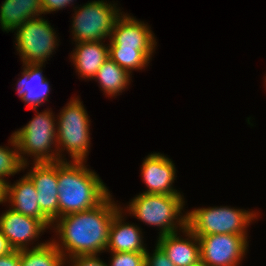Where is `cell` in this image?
Segmentation results:
<instances>
[{"label": "cell", "mask_w": 266, "mask_h": 266, "mask_svg": "<svg viewBox=\"0 0 266 266\" xmlns=\"http://www.w3.org/2000/svg\"><path fill=\"white\" fill-rule=\"evenodd\" d=\"M110 194L93 209L57 218L51 226L57 240H51L64 258L99 255L106 251L113 217L121 210Z\"/></svg>", "instance_id": "cell-1"}, {"label": "cell", "mask_w": 266, "mask_h": 266, "mask_svg": "<svg viewBox=\"0 0 266 266\" xmlns=\"http://www.w3.org/2000/svg\"><path fill=\"white\" fill-rule=\"evenodd\" d=\"M85 161L57 162L59 217L101 204L110 191Z\"/></svg>", "instance_id": "cell-2"}, {"label": "cell", "mask_w": 266, "mask_h": 266, "mask_svg": "<svg viewBox=\"0 0 266 266\" xmlns=\"http://www.w3.org/2000/svg\"><path fill=\"white\" fill-rule=\"evenodd\" d=\"M183 194L139 193L124 207L126 213L138 221L159 228V236L182 231L186 227L187 214Z\"/></svg>", "instance_id": "cell-3"}, {"label": "cell", "mask_w": 266, "mask_h": 266, "mask_svg": "<svg viewBox=\"0 0 266 266\" xmlns=\"http://www.w3.org/2000/svg\"><path fill=\"white\" fill-rule=\"evenodd\" d=\"M35 115L25 126L13 132L23 171L29 167V156L34 163L59 162L57 148V117L49 108ZM53 146L55 148H53ZM53 148V149H52ZM28 156L25 157V156ZM34 156V157H33Z\"/></svg>", "instance_id": "cell-4"}, {"label": "cell", "mask_w": 266, "mask_h": 266, "mask_svg": "<svg viewBox=\"0 0 266 266\" xmlns=\"http://www.w3.org/2000/svg\"><path fill=\"white\" fill-rule=\"evenodd\" d=\"M57 148L60 161H67L62 154L70 155L72 161H85L90 149V116L79 96L70 101L57 115Z\"/></svg>", "instance_id": "cell-5"}, {"label": "cell", "mask_w": 266, "mask_h": 266, "mask_svg": "<svg viewBox=\"0 0 266 266\" xmlns=\"http://www.w3.org/2000/svg\"><path fill=\"white\" fill-rule=\"evenodd\" d=\"M186 226L196 236L211 234L248 235L247 228L259 213L230 206L199 207L186 212Z\"/></svg>", "instance_id": "cell-6"}, {"label": "cell", "mask_w": 266, "mask_h": 266, "mask_svg": "<svg viewBox=\"0 0 266 266\" xmlns=\"http://www.w3.org/2000/svg\"><path fill=\"white\" fill-rule=\"evenodd\" d=\"M117 3H107L104 0L88 1L81 7H73L72 36L75 43L101 41L112 35L116 20L123 11Z\"/></svg>", "instance_id": "cell-7"}, {"label": "cell", "mask_w": 266, "mask_h": 266, "mask_svg": "<svg viewBox=\"0 0 266 266\" xmlns=\"http://www.w3.org/2000/svg\"><path fill=\"white\" fill-rule=\"evenodd\" d=\"M14 35L22 64H45L59 46L56 31L42 16L27 20Z\"/></svg>", "instance_id": "cell-8"}, {"label": "cell", "mask_w": 266, "mask_h": 266, "mask_svg": "<svg viewBox=\"0 0 266 266\" xmlns=\"http://www.w3.org/2000/svg\"><path fill=\"white\" fill-rule=\"evenodd\" d=\"M201 262L207 266H240L248 251V235L211 234L197 236Z\"/></svg>", "instance_id": "cell-9"}, {"label": "cell", "mask_w": 266, "mask_h": 266, "mask_svg": "<svg viewBox=\"0 0 266 266\" xmlns=\"http://www.w3.org/2000/svg\"><path fill=\"white\" fill-rule=\"evenodd\" d=\"M31 164L26 175L35 186L41 212L53 223L59 218L57 162Z\"/></svg>", "instance_id": "cell-10"}, {"label": "cell", "mask_w": 266, "mask_h": 266, "mask_svg": "<svg viewBox=\"0 0 266 266\" xmlns=\"http://www.w3.org/2000/svg\"><path fill=\"white\" fill-rule=\"evenodd\" d=\"M0 228L14 250L29 249L48 228L39 220L9 208L0 216Z\"/></svg>", "instance_id": "cell-11"}, {"label": "cell", "mask_w": 266, "mask_h": 266, "mask_svg": "<svg viewBox=\"0 0 266 266\" xmlns=\"http://www.w3.org/2000/svg\"><path fill=\"white\" fill-rule=\"evenodd\" d=\"M173 161L161 153H151L142 162L141 177L146 185L145 194H181L173 186L176 179Z\"/></svg>", "instance_id": "cell-12"}, {"label": "cell", "mask_w": 266, "mask_h": 266, "mask_svg": "<svg viewBox=\"0 0 266 266\" xmlns=\"http://www.w3.org/2000/svg\"><path fill=\"white\" fill-rule=\"evenodd\" d=\"M151 27L135 17L123 14L116 20L110 40L118 48L155 50L156 38Z\"/></svg>", "instance_id": "cell-13"}, {"label": "cell", "mask_w": 266, "mask_h": 266, "mask_svg": "<svg viewBox=\"0 0 266 266\" xmlns=\"http://www.w3.org/2000/svg\"><path fill=\"white\" fill-rule=\"evenodd\" d=\"M156 244L175 266H193L201 261L199 239L187 226L182 231L158 237Z\"/></svg>", "instance_id": "cell-14"}, {"label": "cell", "mask_w": 266, "mask_h": 266, "mask_svg": "<svg viewBox=\"0 0 266 266\" xmlns=\"http://www.w3.org/2000/svg\"><path fill=\"white\" fill-rule=\"evenodd\" d=\"M23 72L18 78L16 91L20 99L31 109L37 111L48 100L50 84L42 74L44 64H23Z\"/></svg>", "instance_id": "cell-15"}, {"label": "cell", "mask_w": 266, "mask_h": 266, "mask_svg": "<svg viewBox=\"0 0 266 266\" xmlns=\"http://www.w3.org/2000/svg\"><path fill=\"white\" fill-rule=\"evenodd\" d=\"M14 184L7 182L6 202L9 208L25 216L39 219L48 229L52 222L41 212L38 205V195L31 179L25 174Z\"/></svg>", "instance_id": "cell-16"}, {"label": "cell", "mask_w": 266, "mask_h": 266, "mask_svg": "<svg viewBox=\"0 0 266 266\" xmlns=\"http://www.w3.org/2000/svg\"><path fill=\"white\" fill-rule=\"evenodd\" d=\"M121 208L111 222L106 251L146 253L142 230L134 223H125V212Z\"/></svg>", "instance_id": "cell-17"}, {"label": "cell", "mask_w": 266, "mask_h": 266, "mask_svg": "<svg viewBox=\"0 0 266 266\" xmlns=\"http://www.w3.org/2000/svg\"><path fill=\"white\" fill-rule=\"evenodd\" d=\"M105 40L75 43L71 51L70 61L74 64L76 72L83 80H92L97 70L109 58V47Z\"/></svg>", "instance_id": "cell-18"}, {"label": "cell", "mask_w": 266, "mask_h": 266, "mask_svg": "<svg viewBox=\"0 0 266 266\" xmlns=\"http://www.w3.org/2000/svg\"><path fill=\"white\" fill-rule=\"evenodd\" d=\"M42 14L41 0H4L0 6V28L13 33L27 20Z\"/></svg>", "instance_id": "cell-19"}, {"label": "cell", "mask_w": 266, "mask_h": 266, "mask_svg": "<svg viewBox=\"0 0 266 266\" xmlns=\"http://www.w3.org/2000/svg\"><path fill=\"white\" fill-rule=\"evenodd\" d=\"M131 75L109 57L97 70L93 80L99 83L105 95L116 97L128 89Z\"/></svg>", "instance_id": "cell-20"}, {"label": "cell", "mask_w": 266, "mask_h": 266, "mask_svg": "<svg viewBox=\"0 0 266 266\" xmlns=\"http://www.w3.org/2000/svg\"><path fill=\"white\" fill-rule=\"evenodd\" d=\"M66 259L50 240L20 250V266H65Z\"/></svg>", "instance_id": "cell-21"}, {"label": "cell", "mask_w": 266, "mask_h": 266, "mask_svg": "<svg viewBox=\"0 0 266 266\" xmlns=\"http://www.w3.org/2000/svg\"><path fill=\"white\" fill-rule=\"evenodd\" d=\"M108 47L109 57L129 74L133 70H143L146 68L155 52V50L118 48L111 40Z\"/></svg>", "instance_id": "cell-22"}, {"label": "cell", "mask_w": 266, "mask_h": 266, "mask_svg": "<svg viewBox=\"0 0 266 266\" xmlns=\"http://www.w3.org/2000/svg\"><path fill=\"white\" fill-rule=\"evenodd\" d=\"M9 146H0V177L7 181L6 177L14 176L23 170V163L18 153V146L13 135L8 140Z\"/></svg>", "instance_id": "cell-23"}, {"label": "cell", "mask_w": 266, "mask_h": 266, "mask_svg": "<svg viewBox=\"0 0 266 266\" xmlns=\"http://www.w3.org/2000/svg\"><path fill=\"white\" fill-rule=\"evenodd\" d=\"M108 266H146V253L111 252Z\"/></svg>", "instance_id": "cell-24"}, {"label": "cell", "mask_w": 266, "mask_h": 266, "mask_svg": "<svg viewBox=\"0 0 266 266\" xmlns=\"http://www.w3.org/2000/svg\"><path fill=\"white\" fill-rule=\"evenodd\" d=\"M146 266H175L167 257L165 252L155 244L153 253L146 251Z\"/></svg>", "instance_id": "cell-25"}, {"label": "cell", "mask_w": 266, "mask_h": 266, "mask_svg": "<svg viewBox=\"0 0 266 266\" xmlns=\"http://www.w3.org/2000/svg\"><path fill=\"white\" fill-rule=\"evenodd\" d=\"M99 255H76L66 259L70 266H108L102 261Z\"/></svg>", "instance_id": "cell-26"}, {"label": "cell", "mask_w": 266, "mask_h": 266, "mask_svg": "<svg viewBox=\"0 0 266 266\" xmlns=\"http://www.w3.org/2000/svg\"><path fill=\"white\" fill-rule=\"evenodd\" d=\"M41 3L43 8V14H49L54 11L62 10L67 6H72L74 0H41Z\"/></svg>", "instance_id": "cell-27"}, {"label": "cell", "mask_w": 266, "mask_h": 266, "mask_svg": "<svg viewBox=\"0 0 266 266\" xmlns=\"http://www.w3.org/2000/svg\"><path fill=\"white\" fill-rule=\"evenodd\" d=\"M0 266H20V251L14 250L10 254L0 257Z\"/></svg>", "instance_id": "cell-28"}, {"label": "cell", "mask_w": 266, "mask_h": 266, "mask_svg": "<svg viewBox=\"0 0 266 266\" xmlns=\"http://www.w3.org/2000/svg\"><path fill=\"white\" fill-rule=\"evenodd\" d=\"M14 249L9 244L7 238L3 235L0 228V257L5 256L13 252Z\"/></svg>", "instance_id": "cell-29"}, {"label": "cell", "mask_w": 266, "mask_h": 266, "mask_svg": "<svg viewBox=\"0 0 266 266\" xmlns=\"http://www.w3.org/2000/svg\"><path fill=\"white\" fill-rule=\"evenodd\" d=\"M7 182L0 177V204L6 203Z\"/></svg>", "instance_id": "cell-30"}, {"label": "cell", "mask_w": 266, "mask_h": 266, "mask_svg": "<svg viewBox=\"0 0 266 266\" xmlns=\"http://www.w3.org/2000/svg\"><path fill=\"white\" fill-rule=\"evenodd\" d=\"M193 266H207L205 263H202L201 261L198 264H195Z\"/></svg>", "instance_id": "cell-31"}]
</instances>
